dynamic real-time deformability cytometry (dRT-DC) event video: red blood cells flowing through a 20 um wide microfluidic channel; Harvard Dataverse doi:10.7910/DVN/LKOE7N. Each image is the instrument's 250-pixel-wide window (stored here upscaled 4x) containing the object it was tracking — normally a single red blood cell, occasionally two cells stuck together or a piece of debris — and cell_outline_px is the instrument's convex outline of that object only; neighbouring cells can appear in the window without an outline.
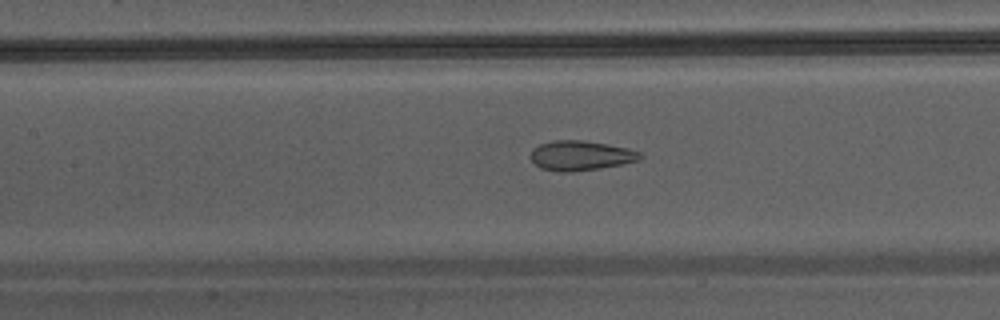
{"species": "Egyptian fruit bat (a non-hibernating species)", "species_latin": "Rousettus aegyptiacus", "temperature_condition": "warm", "stored_images_in_passage": 22, "camera_frame_rate_fps": 3000, "um_per_image_px": 0.085, "animal": {"sex": "male"}, "frame": {"image": 1, "passage_image": 9, "time_ms": 2.667, "image_size_px": [1000, 320], "cell_outline_px": [[644, 156], [640, 160], [600, 168], [572, 172], [556, 172], [540, 168], [528, 156], [532, 148], [540, 144], [552, 140], [580, 140], [608, 144], [628, 148], [640, 152]], "centroid_in_image_um": [49.32, 13.22], "position_along_channel_um": 158.1, "area_um2": 19.19}}
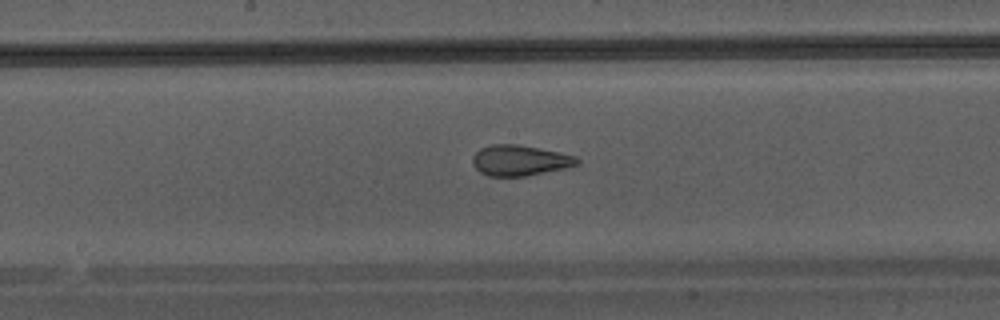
{"frame": {"image": 2, "passage_image": 12, "time_ms": 3.667, "image_size_px": [1000, 320], "cell_outline_px": [[580, 160], [576, 164], [564, 168], [524, 176], [488, 176], [480, 172], [472, 164], [472, 156], [480, 148], [492, 144], [516, 144], [576, 156]], "centroid_in_image_um": [44.12, 13.63], "position_along_channel_um": 204.1, "area_um2": 18.32}}